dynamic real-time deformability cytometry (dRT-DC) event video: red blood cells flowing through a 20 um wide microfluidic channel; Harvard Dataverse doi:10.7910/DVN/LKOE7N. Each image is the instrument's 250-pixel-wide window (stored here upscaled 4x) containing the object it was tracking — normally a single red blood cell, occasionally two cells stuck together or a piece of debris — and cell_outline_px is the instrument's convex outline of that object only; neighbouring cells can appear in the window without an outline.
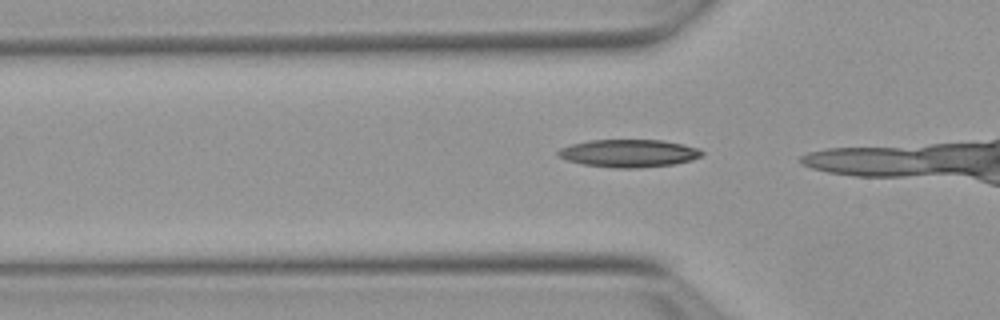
{"species": "Egyptian fruit bat (a non-hibernating species)", "species_latin": "Rousettus aegyptiacus", "temperature_condition": "warm", "stored_images_in_passage": 8, "camera_frame_rate_fps": 3000, "um_per_image_px": 0.085, "animal": {"sex": "female"}, "frame": {"image": 1, "passage_image": 6, "time_ms": 1.667, "image_size_px": [1000, 320], "cell_outline_px": [[704, 152], [700, 156], [692, 160], [676, 164], [640, 168], [612, 168], [580, 164], [568, 160], [560, 156], [556, 152], [560, 148], [572, 144], [588, 140], [664, 140], [684, 144], [700, 148]], "centroid_in_image_um": [53.48, 13.03], "position_along_channel_um": 72.3, "area_um2": 23.47}}